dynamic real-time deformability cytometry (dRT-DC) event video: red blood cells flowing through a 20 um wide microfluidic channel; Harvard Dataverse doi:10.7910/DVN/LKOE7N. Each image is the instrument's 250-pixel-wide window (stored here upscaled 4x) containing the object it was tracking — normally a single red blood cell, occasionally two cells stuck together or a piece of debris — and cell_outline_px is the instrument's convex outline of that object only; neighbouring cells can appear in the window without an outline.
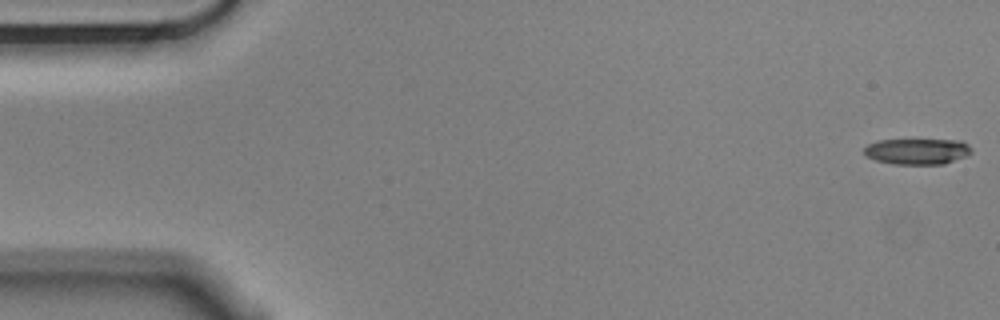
{"species": "Egyptian fruit bat (a non-hibernating species)", "species_latin": "Rousettus aegyptiacus", "temperature_condition": "cold", "stored_images_in_passage": 56, "camera_frame_rate_fps": 3000, "um_per_image_px": 0.085, "animal": {"sex": "male"}, "frame": {"image": 1, "passage_image": 1, "time_ms": 0.0, "image_size_px": [1000, 320], "cell_outline_px": [[972, 152], [968, 156], [944, 164], [896, 164], [876, 160], [864, 156], [864, 148], [868, 144], [880, 140], [964, 140], [972, 148]], "centroid_in_image_um": [78.01, 12.86], "position_along_channel_um": 7.0, "area_um2": 16.36}}
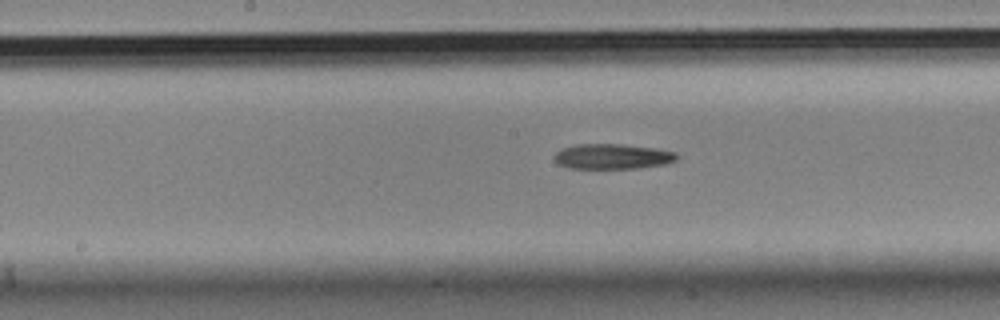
{"frame": {"image": 2, "passage_image": 28, "time_ms": 9.0, "image_size_px": [1000, 320], "cell_outline_px": [[676, 160], [664, 164], [636, 168], [568, 168], [556, 164], [552, 156], [560, 148], [576, 144], [620, 144], [656, 148], [676, 152]], "centroid_in_image_um": [51.97, 13.29], "position_along_channel_um": 196.2, "area_um2": 18.09}}
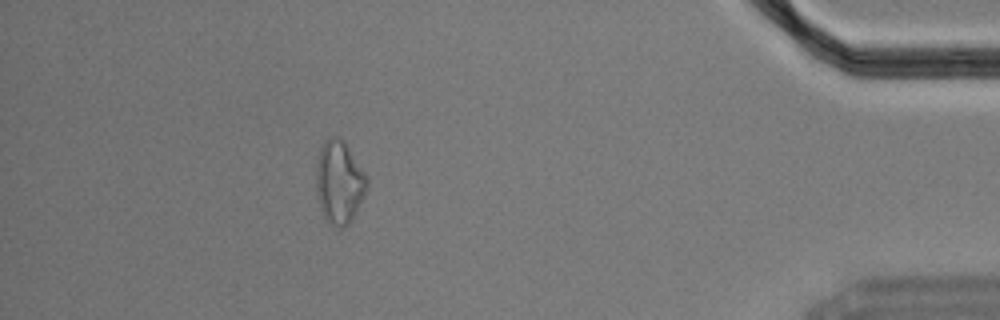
{"frame": {"image": 3, "passage_image": 50, "time_ms": 16.333, "image_size_px": [1000, 320], "cell_outline_px": [[368, 184], [364, 196], [352, 220], [348, 224], [340, 228], [328, 224], [320, 208], [316, 192], [316, 164], [320, 148], [324, 140], [328, 136], [336, 136], [344, 140], [364, 172], [368, 180]], "centroid_in_image_um": [28.82, 15.48], "position_along_channel_um": 406.4, "area_um2": 24.74}, "authors_computed_cell_mechanics": {"area_um2": 18.1203, "velocity_mm_per_s": 3.5707, "shape_relaxation_time_tau1_ms": 8.9086, "shape_relaxation_time_tau2_ms": null, "deformation_change_tau1": 0.2272, "deformation_change_tau2": null}}